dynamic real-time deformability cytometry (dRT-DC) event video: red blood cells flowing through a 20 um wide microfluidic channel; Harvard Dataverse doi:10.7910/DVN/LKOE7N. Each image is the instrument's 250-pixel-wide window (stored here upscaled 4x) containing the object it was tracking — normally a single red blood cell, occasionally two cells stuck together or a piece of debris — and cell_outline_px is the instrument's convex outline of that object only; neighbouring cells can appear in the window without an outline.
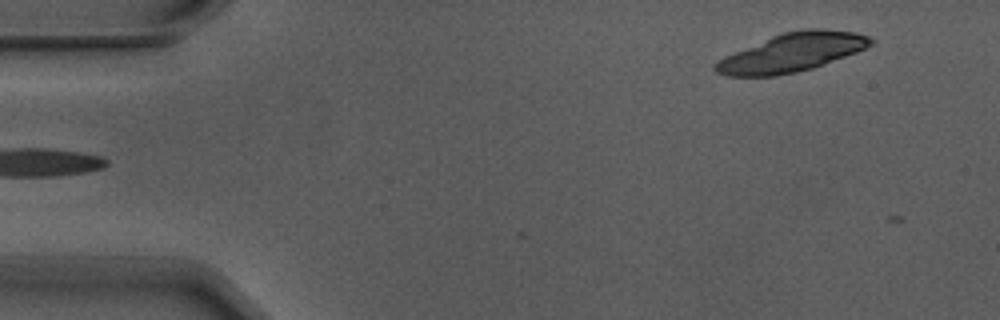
{"species": "Egyptian fruit bat (a non-hibernating species)", "species_latin": "Rousettus aegyptiacus", "temperature_condition": "warm", "stored_images_in_passage": 5, "segment_of_instrument_passage": [2, 2], "camera_frame_rate_fps": 3000, "um_per_image_px": 0.085, "animal": {"sex": "male"}, "frame": {"image": 1, "passage_image": 5, "time_ms": 1.333, "image_size_px": [1000, 320], "cell_outline_px": [[876, 44], [856, 52], [824, 64], [812, 68], [796, 72], [776, 76], [728, 76], [716, 72], [712, 68], [712, 64], [716, 60], [724, 56], [772, 36], [784, 32], [804, 28], [824, 28], [856, 32], [868, 36], [876, 40]], "centroid_in_image_um": [67.33, 4.45], "position_along_channel_um": 17.7, "area_um2": 35.14}}